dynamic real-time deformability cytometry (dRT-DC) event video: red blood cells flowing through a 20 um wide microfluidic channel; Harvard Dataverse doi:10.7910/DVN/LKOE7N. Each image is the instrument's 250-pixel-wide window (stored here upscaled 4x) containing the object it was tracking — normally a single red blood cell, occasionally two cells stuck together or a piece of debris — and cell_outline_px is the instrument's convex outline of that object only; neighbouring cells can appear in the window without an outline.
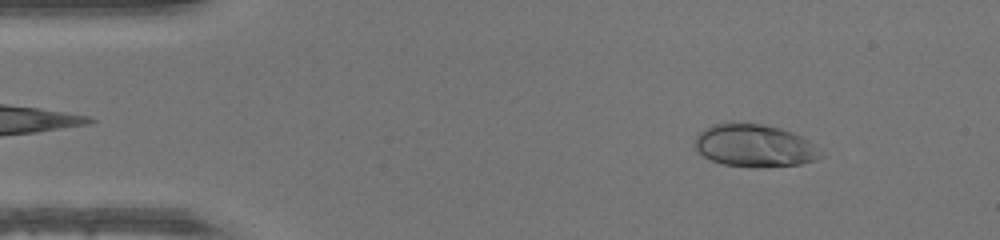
{"species": "human", "species_latin": "Homo sapiens", "temperature_condition": "warm", "stored_images_in_passage": 47, "camera_frame_rate_fps": 3000, "um_per_image_px": 0.085, "donor": {"sex": "male"}, "frame": {"image": 1, "passage_image": 5, "time_ms": 1.333, "image_size_px": [1000, 240], "cell_outline_px": [[824, 156], [816, 160], [800, 164], [756, 168], [752, 168], [724, 164], [712, 160], [704, 156], [692, 144], [696, 136], [704, 128], [712, 124], [732, 120], [764, 124], [780, 128], [792, 132], [800, 136]], "centroid_in_image_um": [64.05, 12.35], "position_along_channel_um": 21.0, "area_um2": 31.56}}
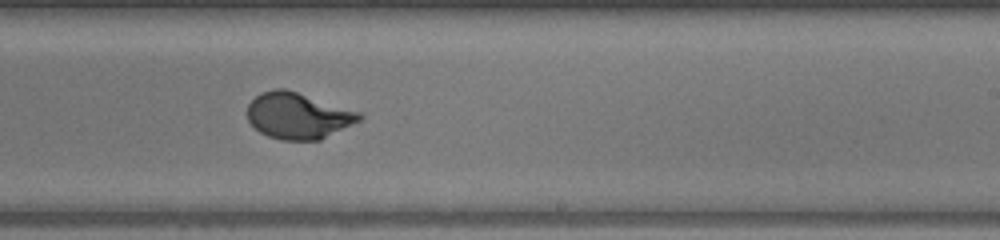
{"frame": {"image": 2, "passage_image": 28, "time_ms": 9.0, "image_size_px": [1000, 240], "cell_outline_px": [[364, 116], [360, 120], [320, 140], [280, 140], [268, 136], [260, 132], [248, 120], [248, 104], [256, 96], [272, 88], [284, 88], [360, 112]], "centroid_in_image_um": [25.32, 9.84], "position_along_channel_um": 263.7, "area_um2": 29.82}}
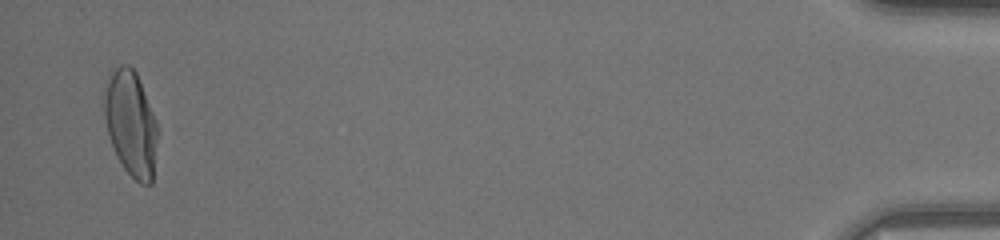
{"frame": {"image": 3, "passage_image": 46, "time_ms": 15.0, "image_size_px": [1000, 240], "cell_outline_px": [[156, 140], [152, 184], [140, 184], [124, 168], [116, 156], [108, 136], [100, 100], [108, 80], [112, 72], [116, 68], [124, 64], [128, 64], [136, 72], [156, 120]], "centroid_in_image_um": [11.07, 10.48], "position_along_channel_um": 424.1, "area_um2": 32.71}}